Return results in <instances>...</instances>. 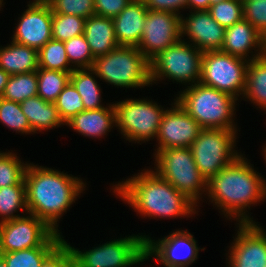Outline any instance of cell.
Wrapping results in <instances>:
<instances>
[{
    "label": "cell",
    "instance_id": "obj_34",
    "mask_svg": "<svg viewBox=\"0 0 266 267\" xmlns=\"http://www.w3.org/2000/svg\"><path fill=\"white\" fill-rule=\"evenodd\" d=\"M208 12L222 27L228 28L243 19V2L241 0H225L211 5Z\"/></svg>",
    "mask_w": 266,
    "mask_h": 267
},
{
    "label": "cell",
    "instance_id": "obj_26",
    "mask_svg": "<svg viewBox=\"0 0 266 267\" xmlns=\"http://www.w3.org/2000/svg\"><path fill=\"white\" fill-rule=\"evenodd\" d=\"M38 93L37 71L10 75L2 98L21 103Z\"/></svg>",
    "mask_w": 266,
    "mask_h": 267
},
{
    "label": "cell",
    "instance_id": "obj_12",
    "mask_svg": "<svg viewBox=\"0 0 266 267\" xmlns=\"http://www.w3.org/2000/svg\"><path fill=\"white\" fill-rule=\"evenodd\" d=\"M115 123L130 139L145 140L157 136L165 111L143 100H131L114 105Z\"/></svg>",
    "mask_w": 266,
    "mask_h": 267
},
{
    "label": "cell",
    "instance_id": "obj_5",
    "mask_svg": "<svg viewBox=\"0 0 266 267\" xmlns=\"http://www.w3.org/2000/svg\"><path fill=\"white\" fill-rule=\"evenodd\" d=\"M199 83V84H198ZM178 102L202 128L233 130L230 122L235 97L198 82Z\"/></svg>",
    "mask_w": 266,
    "mask_h": 267
},
{
    "label": "cell",
    "instance_id": "obj_40",
    "mask_svg": "<svg viewBox=\"0 0 266 267\" xmlns=\"http://www.w3.org/2000/svg\"><path fill=\"white\" fill-rule=\"evenodd\" d=\"M41 267H75L71 247L63 241L42 263Z\"/></svg>",
    "mask_w": 266,
    "mask_h": 267
},
{
    "label": "cell",
    "instance_id": "obj_27",
    "mask_svg": "<svg viewBox=\"0 0 266 267\" xmlns=\"http://www.w3.org/2000/svg\"><path fill=\"white\" fill-rule=\"evenodd\" d=\"M41 70V71H40ZM71 73L64 71L46 70L38 68V93L37 95L44 101L54 103L57 97L70 82Z\"/></svg>",
    "mask_w": 266,
    "mask_h": 267
},
{
    "label": "cell",
    "instance_id": "obj_37",
    "mask_svg": "<svg viewBox=\"0 0 266 267\" xmlns=\"http://www.w3.org/2000/svg\"><path fill=\"white\" fill-rule=\"evenodd\" d=\"M64 46L69 62L75 60L74 62L88 70L92 68L95 57L83 34L65 41Z\"/></svg>",
    "mask_w": 266,
    "mask_h": 267
},
{
    "label": "cell",
    "instance_id": "obj_30",
    "mask_svg": "<svg viewBox=\"0 0 266 267\" xmlns=\"http://www.w3.org/2000/svg\"><path fill=\"white\" fill-rule=\"evenodd\" d=\"M57 247H35L19 251L0 253L8 267H41L43 261Z\"/></svg>",
    "mask_w": 266,
    "mask_h": 267
},
{
    "label": "cell",
    "instance_id": "obj_44",
    "mask_svg": "<svg viewBox=\"0 0 266 267\" xmlns=\"http://www.w3.org/2000/svg\"><path fill=\"white\" fill-rule=\"evenodd\" d=\"M10 75L0 68V98L2 97Z\"/></svg>",
    "mask_w": 266,
    "mask_h": 267
},
{
    "label": "cell",
    "instance_id": "obj_11",
    "mask_svg": "<svg viewBox=\"0 0 266 267\" xmlns=\"http://www.w3.org/2000/svg\"><path fill=\"white\" fill-rule=\"evenodd\" d=\"M197 49L198 51L192 50L189 45L179 41L159 52L150 60L151 82L162 74L181 82L201 78L203 52Z\"/></svg>",
    "mask_w": 266,
    "mask_h": 267
},
{
    "label": "cell",
    "instance_id": "obj_20",
    "mask_svg": "<svg viewBox=\"0 0 266 267\" xmlns=\"http://www.w3.org/2000/svg\"><path fill=\"white\" fill-rule=\"evenodd\" d=\"M255 44L261 45L263 52H266V38L243 18L231 27L225 28L220 51L243 59L246 51Z\"/></svg>",
    "mask_w": 266,
    "mask_h": 267
},
{
    "label": "cell",
    "instance_id": "obj_18",
    "mask_svg": "<svg viewBox=\"0 0 266 267\" xmlns=\"http://www.w3.org/2000/svg\"><path fill=\"white\" fill-rule=\"evenodd\" d=\"M155 244L156 243L153 244L151 240L146 239L145 250L147 254L150 255L152 252H156L158 255L157 257H159L161 262L167 267H184L186 264L195 261L197 257L198 248L196 247L195 240L189 233L177 231L168 238L160 241L158 243L159 245L156 244V246ZM183 249L187 250L188 256L185 255L186 258H180V256L176 254L177 252L180 254V251H183Z\"/></svg>",
    "mask_w": 266,
    "mask_h": 267
},
{
    "label": "cell",
    "instance_id": "obj_46",
    "mask_svg": "<svg viewBox=\"0 0 266 267\" xmlns=\"http://www.w3.org/2000/svg\"><path fill=\"white\" fill-rule=\"evenodd\" d=\"M225 0H209L210 6Z\"/></svg>",
    "mask_w": 266,
    "mask_h": 267
},
{
    "label": "cell",
    "instance_id": "obj_38",
    "mask_svg": "<svg viewBox=\"0 0 266 267\" xmlns=\"http://www.w3.org/2000/svg\"><path fill=\"white\" fill-rule=\"evenodd\" d=\"M52 12L75 15L87 19L95 15L94 0H45Z\"/></svg>",
    "mask_w": 266,
    "mask_h": 267
},
{
    "label": "cell",
    "instance_id": "obj_47",
    "mask_svg": "<svg viewBox=\"0 0 266 267\" xmlns=\"http://www.w3.org/2000/svg\"><path fill=\"white\" fill-rule=\"evenodd\" d=\"M242 2L252 1V0H241Z\"/></svg>",
    "mask_w": 266,
    "mask_h": 267
},
{
    "label": "cell",
    "instance_id": "obj_17",
    "mask_svg": "<svg viewBox=\"0 0 266 267\" xmlns=\"http://www.w3.org/2000/svg\"><path fill=\"white\" fill-rule=\"evenodd\" d=\"M181 35L184 31L198 44L200 51L221 50L224 42L225 28L214 20L208 10H198L184 22L181 19Z\"/></svg>",
    "mask_w": 266,
    "mask_h": 267
},
{
    "label": "cell",
    "instance_id": "obj_13",
    "mask_svg": "<svg viewBox=\"0 0 266 267\" xmlns=\"http://www.w3.org/2000/svg\"><path fill=\"white\" fill-rule=\"evenodd\" d=\"M180 22L181 17L175 13L148 10L137 48L150 61L159 52L180 41Z\"/></svg>",
    "mask_w": 266,
    "mask_h": 267
},
{
    "label": "cell",
    "instance_id": "obj_43",
    "mask_svg": "<svg viewBox=\"0 0 266 267\" xmlns=\"http://www.w3.org/2000/svg\"><path fill=\"white\" fill-rule=\"evenodd\" d=\"M189 4L198 10H208L210 7L209 0H187V5Z\"/></svg>",
    "mask_w": 266,
    "mask_h": 267
},
{
    "label": "cell",
    "instance_id": "obj_16",
    "mask_svg": "<svg viewBox=\"0 0 266 267\" xmlns=\"http://www.w3.org/2000/svg\"><path fill=\"white\" fill-rule=\"evenodd\" d=\"M241 223L230 254L232 267H266V236L247 217Z\"/></svg>",
    "mask_w": 266,
    "mask_h": 267
},
{
    "label": "cell",
    "instance_id": "obj_6",
    "mask_svg": "<svg viewBox=\"0 0 266 267\" xmlns=\"http://www.w3.org/2000/svg\"><path fill=\"white\" fill-rule=\"evenodd\" d=\"M158 175L168 181L176 190L194 202L200 186L207 185V179L195 164L190 148H168L158 150Z\"/></svg>",
    "mask_w": 266,
    "mask_h": 267
},
{
    "label": "cell",
    "instance_id": "obj_29",
    "mask_svg": "<svg viewBox=\"0 0 266 267\" xmlns=\"http://www.w3.org/2000/svg\"><path fill=\"white\" fill-rule=\"evenodd\" d=\"M70 82L81 96L85 110H97L103 108L99 104V88L97 82L85 70L74 69L71 72Z\"/></svg>",
    "mask_w": 266,
    "mask_h": 267
},
{
    "label": "cell",
    "instance_id": "obj_25",
    "mask_svg": "<svg viewBox=\"0 0 266 267\" xmlns=\"http://www.w3.org/2000/svg\"><path fill=\"white\" fill-rule=\"evenodd\" d=\"M247 65L244 94L266 107V52L257 54Z\"/></svg>",
    "mask_w": 266,
    "mask_h": 267
},
{
    "label": "cell",
    "instance_id": "obj_23",
    "mask_svg": "<svg viewBox=\"0 0 266 267\" xmlns=\"http://www.w3.org/2000/svg\"><path fill=\"white\" fill-rule=\"evenodd\" d=\"M20 106L30 123L32 132L37 129L55 127L63 122L55 103L44 101L38 95L24 100Z\"/></svg>",
    "mask_w": 266,
    "mask_h": 267
},
{
    "label": "cell",
    "instance_id": "obj_36",
    "mask_svg": "<svg viewBox=\"0 0 266 267\" xmlns=\"http://www.w3.org/2000/svg\"><path fill=\"white\" fill-rule=\"evenodd\" d=\"M11 154L0 153V188L10 185L25 184L27 167H23Z\"/></svg>",
    "mask_w": 266,
    "mask_h": 267
},
{
    "label": "cell",
    "instance_id": "obj_31",
    "mask_svg": "<svg viewBox=\"0 0 266 267\" xmlns=\"http://www.w3.org/2000/svg\"><path fill=\"white\" fill-rule=\"evenodd\" d=\"M85 18L52 12V39L68 41L84 33Z\"/></svg>",
    "mask_w": 266,
    "mask_h": 267
},
{
    "label": "cell",
    "instance_id": "obj_7",
    "mask_svg": "<svg viewBox=\"0 0 266 267\" xmlns=\"http://www.w3.org/2000/svg\"><path fill=\"white\" fill-rule=\"evenodd\" d=\"M63 241L57 232L35 215L0 223V253L35 247H58Z\"/></svg>",
    "mask_w": 266,
    "mask_h": 267
},
{
    "label": "cell",
    "instance_id": "obj_39",
    "mask_svg": "<svg viewBox=\"0 0 266 267\" xmlns=\"http://www.w3.org/2000/svg\"><path fill=\"white\" fill-rule=\"evenodd\" d=\"M243 18L266 38V0L243 2Z\"/></svg>",
    "mask_w": 266,
    "mask_h": 267
},
{
    "label": "cell",
    "instance_id": "obj_10",
    "mask_svg": "<svg viewBox=\"0 0 266 267\" xmlns=\"http://www.w3.org/2000/svg\"><path fill=\"white\" fill-rule=\"evenodd\" d=\"M145 246L146 238L135 236L109 242L86 253L72 247L71 251L75 267H126L149 256Z\"/></svg>",
    "mask_w": 266,
    "mask_h": 267
},
{
    "label": "cell",
    "instance_id": "obj_28",
    "mask_svg": "<svg viewBox=\"0 0 266 267\" xmlns=\"http://www.w3.org/2000/svg\"><path fill=\"white\" fill-rule=\"evenodd\" d=\"M68 61L64 42L49 40L38 50V67L46 70L64 71L71 73L74 69H67Z\"/></svg>",
    "mask_w": 266,
    "mask_h": 267
},
{
    "label": "cell",
    "instance_id": "obj_22",
    "mask_svg": "<svg viewBox=\"0 0 266 267\" xmlns=\"http://www.w3.org/2000/svg\"><path fill=\"white\" fill-rule=\"evenodd\" d=\"M0 68L9 75L38 70V50L13 41L0 50Z\"/></svg>",
    "mask_w": 266,
    "mask_h": 267
},
{
    "label": "cell",
    "instance_id": "obj_8",
    "mask_svg": "<svg viewBox=\"0 0 266 267\" xmlns=\"http://www.w3.org/2000/svg\"><path fill=\"white\" fill-rule=\"evenodd\" d=\"M234 134V130L202 128L189 147L198 170L207 181L239 157L230 155Z\"/></svg>",
    "mask_w": 266,
    "mask_h": 267
},
{
    "label": "cell",
    "instance_id": "obj_24",
    "mask_svg": "<svg viewBox=\"0 0 266 267\" xmlns=\"http://www.w3.org/2000/svg\"><path fill=\"white\" fill-rule=\"evenodd\" d=\"M115 120V108L112 106L110 110L103 108L97 110H84L67 123L82 134L87 136H100L104 134Z\"/></svg>",
    "mask_w": 266,
    "mask_h": 267
},
{
    "label": "cell",
    "instance_id": "obj_33",
    "mask_svg": "<svg viewBox=\"0 0 266 267\" xmlns=\"http://www.w3.org/2000/svg\"><path fill=\"white\" fill-rule=\"evenodd\" d=\"M54 103L63 122L85 110L81 96L71 82L64 87Z\"/></svg>",
    "mask_w": 266,
    "mask_h": 267
},
{
    "label": "cell",
    "instance_id": "obj_41",
    "mask_svg": "<svg viewBox=\"0 0 266 267\" xmlns=\"http://www.w3.org/2000/svg\"><path fill=\"white\" fill-rule=\"evenodd\" d=\"M131 0H94L95 15L114 18Z\"/></svg>",
    "mask_w": 266,
    "mask_h": 267
},
{
    "label": "cell",
    "instance_id": "obj_15",
    "mask_svg": "<svg viewBox=\"0 0 266 267\" xmlns=\"http://www.w3.org/2000/svg\"><path fill=\"white\" fill-rule=\"evenodd\" d=\"M28 6L13 41L39 50L52 39V9L45 0H36Z\"/></svg>",
    "mask_w": 266,
    "mask_h": 267
},
{
    "label": "cell",
    "instance_id": "obj_32",
    "mask_svg": "<svg viewBox=\"0 0 266 267\" xmlns=\"http://www.w3.org/2000/svg\"><path fill=\"white\" fill-rule=\"evenodd\" d=\"M27 210L26 184L10 185L0 188V213L5 215L3 221H8L18 216H11L13 211L19 207ZM9 217H8V216Z\"/></svg>",
    "mask_w": 266,
    "mask_h": 267
},
{
    "label": "cell",
    "instance_id": "obj_14",
    "mask_svg": "<svg viewBox=\"0 0 266 267\" xmlns=\"http://www.w3.org/2000/svg\"><path fill=\"white\" fill-rule=\"evenodd\" d=\"M202 127L177 102L175 109L166 110L158 130L161 149L189 148L196 140Z\"/></svg>",
    "mask_w": 266,
    "mask_h": 267
},
{
    "label": "cell",
    "instance_id": "obj_9",
    "mask_svg": "<svg viewBox=\"0 0 266 267\" xmlns=\"http://www.w3.org/2000/svg\"><path fill=\"white\" fill-rule=\"evenodd\" d=\"M241 60L220 50L203 52L200 83L233 97L240 90L244 92L248 65Z\"/></svg>",
    "mask_w": 266,
    "mask_h": 267
},
{
    "label": "cell",
    "instance_id": "obj_1",
    "mask_svg": "<svg viewBox=\"0 0 266 267\" xmlns=\"http://www.w3.org/2000/svg\"><path fill=\"white\" fill-rule=\"evenodd\" d=\"M24 181L27 211L57 232L54 227L56 220L74 201L83 183L54 170L35 166H27Z\"/></svg>",
    "mask_w": 266,
    "mask_h": 267
},
{
    "label": "cell",
    "instance_id": "obj_2",
    "mask_svg": "<svg viewBox=\"0 0 266 267\" xmlns=\"http://www.w3.org/2000/svg\"><path fill=\"white\" fill-rule=\"evenodd\" d=\"M117 190L145 215L169 217L193 212L191 205L194 203L157 173L147 171L129 179Z\"/></svg>",
    "mask_w": 266,
    "mask_h": 267
},
{
    "label": "cell",
    "instance_id": "obj_35",
    "mask_svg": "<svg viewBox=\"0 0 266 267\" xmlns=\"http://www.w3.org/2000/svg\"><path fill=\"white\" fill-rule=\"evenodd\" d=\"M0 120L7 126L23 132H31L30 123L22 112L20 103L0 98Z\"/></svg>",
    "mask_w": 266,
    "mask_h": 267
},
{
    "label": "cell",
    "instance_id": "obj_19",
    "mask_svg": "<svg viewBox=\"0 0 266 267\" xmlns=\"http://www.w3.org/2000/svg\"><path fill=\"white\" fill-rule=\"evenodd\" d=\"M147 11L142 0H131L120 14L112 18L119 45L135 47L139 45Z\"/></svg>",
    "mask_w": 266,
    "mask_h": 267
},
{
    "label": "cell",
    "instance_id": "obj_4",
    "mask_svg": "<svg viewBox=\"0 0 266 267\" xmlns=\"http://www.w3.org/2000/svg\"><path fill=\"white\" fill-rule=\"evenodd\" d=\"M90 71L122 87L143 86L151 82L150 61L135 46L118 45L111 52L96 57Z\"/></svg>",
    "mask_w": 266,
    "mask_h": 267
},
{
    "label": "cell",
    "instance_id": "obj_3",
    "mask_svg": "<svg viewBox=\"0 0 266 267\" xmlns=\"http://www.w3.org/2000/svg\"><path fill=\"white\" fill-rule=\"evenodd\" d=\"M240 156L207 181L210 195L227 213H239L243 206L257 202L266 194V186ZM264 195V196H263Z\"/></svg>",
    "mask_w": 266,
    "mask_h": 267
},
{
    "label": "cell",
    "instance_id": "obj_21",
    "mask_svg": "<svg viewBox=\"0 0 266 267\" xmlns=\"http://www.w3.org/2000/svg\"><path fill=\"white\" fill-rule=\"evenodd\" d=\"M93 56L105 55L119 44L112 18L92 15L85 21L84 33Z\"/></svg>",
    "mask_w": 266,
    "mask_h": 267
},
{
    "label": "cell",
    "instance_id": "obj_45",
    "mask_svg": "<svg viewBox=\"0 0 266 267\" xmlns=\"http://www.w3.org/2000/svg\"><path fill=\"white\" fill-rule=\"evenodd\" d=\"M0 267H8L5 260L0 256Z\"/></svg>",
    "mask_w": 266,
    "mask_h": 267
},
{
    "label": "cell",
    "instance_id": "obj_42",
    "mask_svg": "<svg viewBox=\"0 0 266 267\" xmlns=\"http://www.w3.org/2000/svg\"><path fill=\"white\" fill-rule=\"evenodd\" d=\"M148 10L175 13L181 6L187 5V0H142Z\"/></svg>",
    "mask_w": 266,
    "mask_h": 267
}]
</instances>
